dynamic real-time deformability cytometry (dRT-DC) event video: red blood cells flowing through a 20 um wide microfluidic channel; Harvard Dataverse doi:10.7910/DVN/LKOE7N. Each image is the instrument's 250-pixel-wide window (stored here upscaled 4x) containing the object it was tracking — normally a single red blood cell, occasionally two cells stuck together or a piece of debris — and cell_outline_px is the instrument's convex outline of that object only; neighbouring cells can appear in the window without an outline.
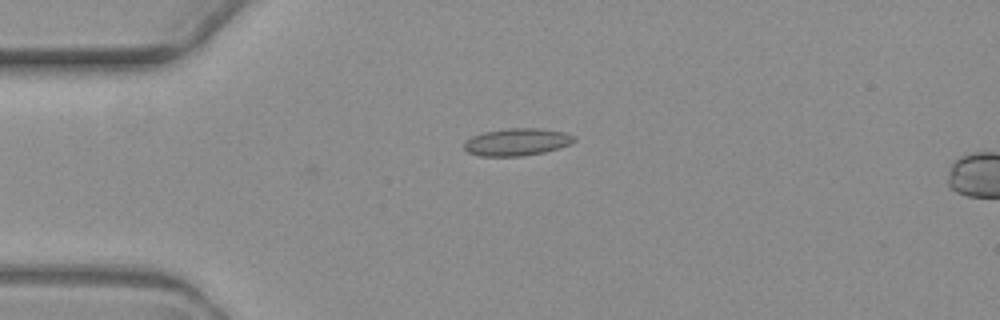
{"species": "common noctule bat (a hibernating species)", "species_latin": "Nyctalus noctula", "temperature_condition": "warm", "stored_images_in_passage": 2, "camera_frame_rate_fps": 3000, "um_per_image_px": 0.085, "animal": {"sex": "female", "body_mass_g": 19.3, "forearm_length_mm": 54.1}, "frame": {"image": 1, "passage_image": 1, "time_ms": 0.0, "image_size_px": [1000, 320], "cell_outline_px": [[576, 140], [572, 144], [560, 148], [544, 152], [524, 156], [480, 156], [468, 152], [464, 148], [464, 144], [472, 136], [484, 132], [508, 128], [540, 128], [564, 132], [572, 136]], "centroid_in_image_um": [43.96, 12.07], "position_along_channel_um": 41.0, "area_um2": 17.51}}